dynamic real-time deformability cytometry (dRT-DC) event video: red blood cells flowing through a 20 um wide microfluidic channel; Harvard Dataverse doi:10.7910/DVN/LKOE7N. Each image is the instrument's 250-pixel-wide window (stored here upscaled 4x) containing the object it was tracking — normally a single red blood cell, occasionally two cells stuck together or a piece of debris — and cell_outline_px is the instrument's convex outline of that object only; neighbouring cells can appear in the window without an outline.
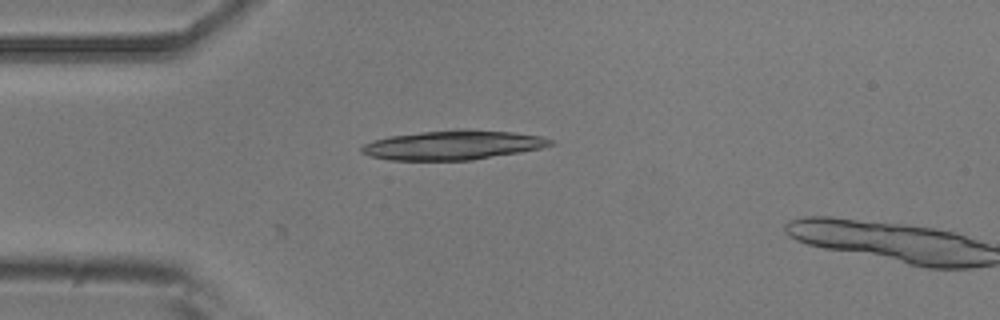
{"species": "common noctule bat (a hibernating species)", "species_latin": "Nyctalus noctula", "temperature_condition": "room temperature", "stored_images_in_passage": 5, "camera_frame_rate_fps": 3000, "um_per_image_px": 0.085, "animal": {"sex": "male", "body_mass_g": 20.5, "forearm_length_mm": 52.5}, "frame": {"image": 1, "passage_image": 4, "time_ms": 3.333, "image_size_px": [1000, 320], "cell_outline_px": [[556, 144], [540, 148], [520, 152], [472, 160], [388, 160], [368, 156], [360, 152], [360, 148], [364, 144], [372, 140], [388, 136], [420, 132], [456, 128], [468, 128], [512, 132], [540, 136], [556, 140]], "centroid_in_image_um": [38.5, 12.32], "position_along_channel_um": 46.5, "area_um2": 32.83}}